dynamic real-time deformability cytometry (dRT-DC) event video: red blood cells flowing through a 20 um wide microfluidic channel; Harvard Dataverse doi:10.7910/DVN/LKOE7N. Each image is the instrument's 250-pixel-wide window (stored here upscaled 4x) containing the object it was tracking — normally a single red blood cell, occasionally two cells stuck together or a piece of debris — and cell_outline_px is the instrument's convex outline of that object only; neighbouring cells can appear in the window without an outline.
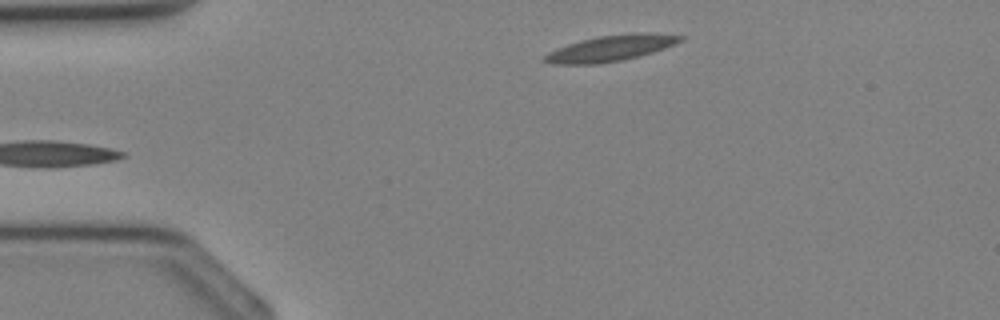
{"species": "Egyptian fruit bat (a non-hibernating species)", "species_latin": "Rousettus aegyptiacus", "temperature_condition": "cold", "stored_images_in_passage": 26, "camera_frame_rate_fps": 3000, "um_per_image_px": 0.085, "animal": {"sex": "female"}, "frame": {"image": 1, "passage_image": 1, "time_ms": 0.0, "image_size_px": [1000, 320], "cell_outline_px": [[684, 40], [676, 44], [652, 52], [620, 60], [596, 64], [552, 64], [544, 60], [544, 56], [548, 52], [556, 48], [580, 40], [596, 36], [628, 32], [656, 32], [684, 36]], "centroid_in_image_um": [51.95, 4.06], "position_along_channel_um": 33.1, "area_um2": 20.69}}
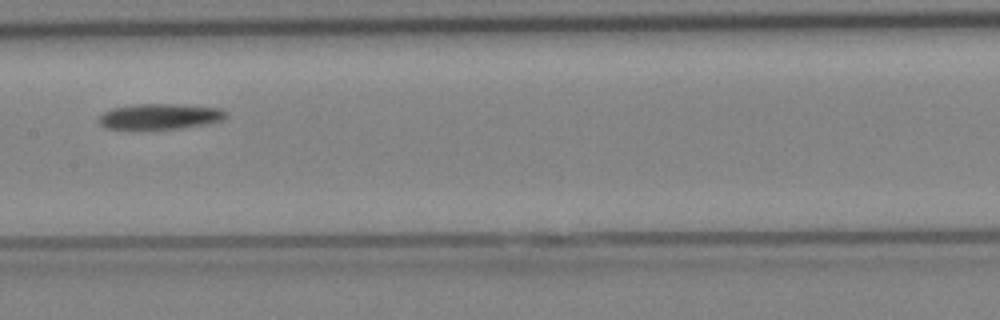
{"frame": {"image": 2, "passage_image": 12, "time_ms": 3.667, "image_size_px": [1000, 320], "cell_outline_px": [[228, 116], [220, 120], [204, 124], [180, 128], [108, 128], [100, 124], [100, 116], [104, 112], [112, 108], [132, 104], [184, 104], [220, 108], [228, 112]], "centroid_in_image_um": [13.64, 9.87], "position_along_channel_um": 193.8, "area_um2": 18.67}}
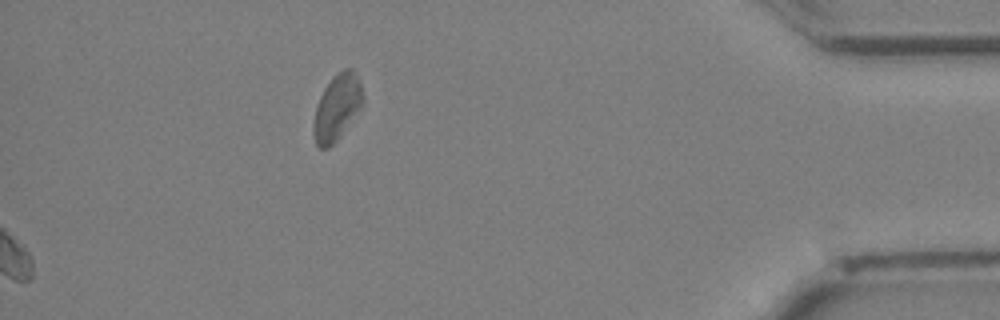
{"frame": {"image": 3, "passage_image": 26, "time_ms": 8.333, "image_size_px": [1000, 320], "cell_outline_px": [[364, 104], [340, 136], [328, 148], [320, 148], [316, 144], [312, 132], [312, 124], [316, 104], [324, 88], [332, 76], [344, 68], [352, 68], [360, 84], [364, 96]], "centroid_in_image_um": [28.63, 9.12], "position_along_channel_um": 406.6, "area_um2": 19.13}}